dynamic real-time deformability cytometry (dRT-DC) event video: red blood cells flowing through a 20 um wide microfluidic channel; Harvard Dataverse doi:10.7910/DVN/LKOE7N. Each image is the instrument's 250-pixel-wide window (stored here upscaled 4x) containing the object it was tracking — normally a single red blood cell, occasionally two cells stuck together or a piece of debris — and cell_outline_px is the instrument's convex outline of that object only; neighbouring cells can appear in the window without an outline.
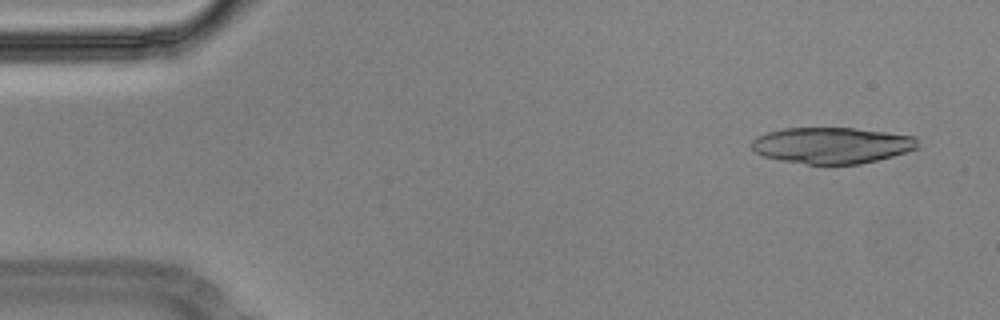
{"species": "Egyptian fruit bat (a non-hibernating species)", "species_latin": "Rousettus aegyptiacus", "temperature_condition": "cold", "stored_images_in_passage": 29, "camera_frame_rate_fps": 3000, "um_per_image_px": 0.085, "animal": {"sex": "male"}, "frame": {"image": 1, "passage_image": 3, "time_ms": 0.667, "image_size_px": [1000, 320], "cell_outline_px": [[920, 148], [908, 152], [860, 164], [808, 164], [780, 160], [764, 156], [756, 152], [752, 148], [752, 140], [768, 132], [784, 128], [852, 128], [888, 132], [916, 136]], "centroid_in_image_um": [70.77, 12.35], "position_along_channel_um": 14.2, "area_um2": 35.03}}
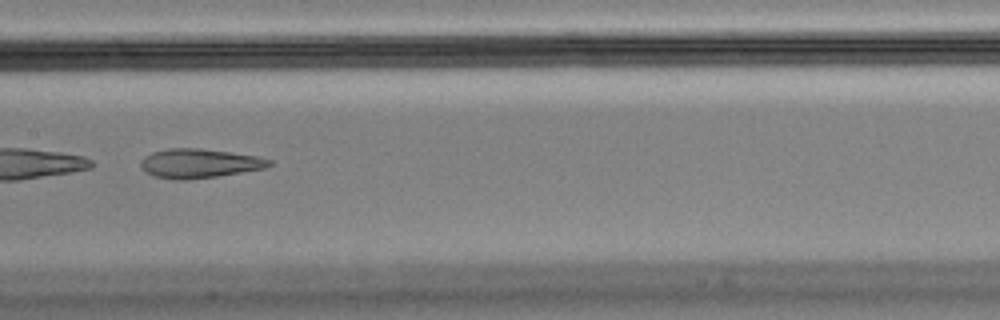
{"frame": {"image": 2, "passage_image": 27, "time_ms": 8.667, "image_size_px": [1000, 320], "cell_outline_px": [[272, 164], [264, 168], [216, 176], [184, 180], [176, 180], [156, 176], [144, 172], [140, 164], [140, 160], [144, 156], [152, 152], [168, 148], [200, 148], [256, 156], [272, 160]], "centroid_in_image_um": [16.88, 13.88], "position_along_channel_um": 190.5, "area_um2": 21.68}}